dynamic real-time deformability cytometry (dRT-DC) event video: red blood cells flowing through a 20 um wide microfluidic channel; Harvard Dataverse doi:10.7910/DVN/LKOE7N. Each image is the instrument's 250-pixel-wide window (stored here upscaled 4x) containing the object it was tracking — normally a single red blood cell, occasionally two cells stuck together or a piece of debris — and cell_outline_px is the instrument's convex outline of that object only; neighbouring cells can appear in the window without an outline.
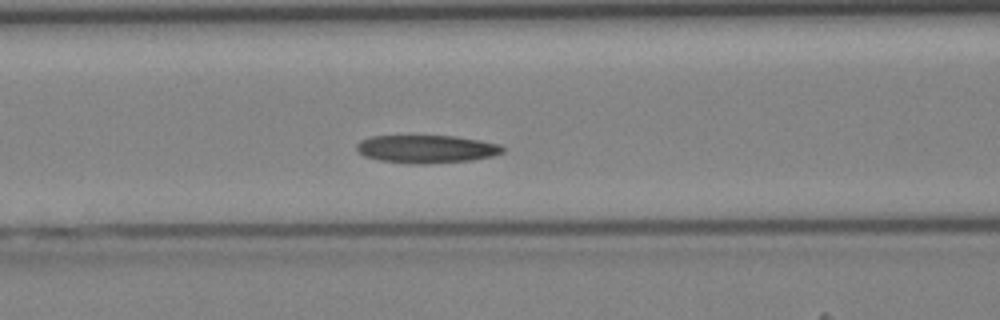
{"species": "Egyptian fruit bat (a non-hibernating species)", "species_latin": "Rousettus aegyptiacus", "temperature_condition": "cold", "stored_images_in_passage": 43, "camera_frame_rate_fps": 3000, "um_per_image_px": 0.085, "animal": {"sex": "female"}, "frame": {"image": 1, "passage_image": 17, "time_ms": 5.333, "image_size_px": [1000, 320], "cell_outline_px": [[504, 152], [492, 156], [472, 160], [428, 164], [416, 164], [376, 160], [364, 156], [356, 148], [356, 144], [360, 140], [372, 136], [456, 136], [480, 140], [500, 144], [504, 148]], "centroid_in_image_um": [36.25, 12.67], "position_along_channel_um": 130.3, "area_um2": 23.93}}
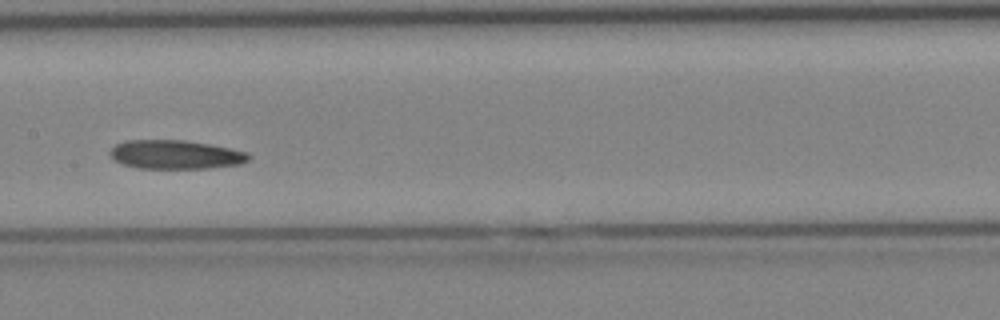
{"frame": {"image": 2, "passage_image": 21, "time_ms": 6.667, "image_size_px": [1000, 320], "cell_outline_px": [[252, 156], [248, 160], [240, 164], [208, 168], [136, 168], [112, 160], [108, 152], [116, 144], [124, 140], [184, 140], [208, 144], [248, 152]], "centroid_in_image_um": [14.88, 13.14], "position_along_channel_um": 192.5, "area_um2": 23.35}}
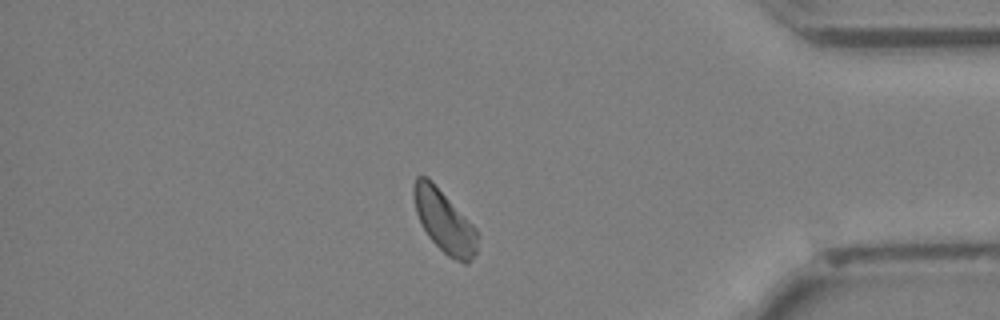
{"frame": {"image": 3, "passage_image": 36, "time_ms": 11.667, "image_size_px": [1000, 320], "cell_outline_px": [[480, 236], [476, 252], [472, 260], [468, 264], [464, 264], [448, 256], [428, 236], [416, 212], [412, 196], [412, 184], [416, 176], [428, 176], [432, 180], [480, 232]], "centroid_in_image_um": [37.78, 18.79], "position_along_channel_um": 397.4, "area_um2": 23.52}}